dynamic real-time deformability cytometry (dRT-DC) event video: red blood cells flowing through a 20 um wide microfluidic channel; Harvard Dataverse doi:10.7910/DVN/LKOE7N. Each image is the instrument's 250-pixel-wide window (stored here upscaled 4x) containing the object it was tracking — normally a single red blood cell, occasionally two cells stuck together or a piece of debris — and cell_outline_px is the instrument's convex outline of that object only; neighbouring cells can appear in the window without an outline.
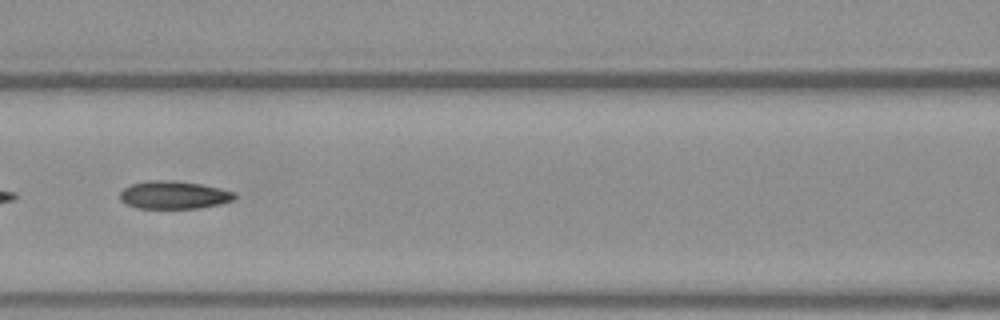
{"species": "Egyptian fruit bat (a non-hibernating species)", "species_latin": "Rousettus aegyptiacus", "temperature_condition": "warm", "stored_images_in_passage": 53, "segment_of_instrument_passage": [2, 2], "camera_frame_rate_fps": 3000, "um_per_image_px": 0.085, "frame": {"image": 1, "passage_image": 24, "time_ms": 7.667, "image_size_px": [1000, 320], "cell_outline_px": [[236, 196], [232, 200], [220, 204], [200, 208], [136, 208], [120, 200], [120, 192], [124, 188], [132, 184], [148, 180], [172, 180], [200, 184], [220, 188], [236, 192]], "centroid_in_image_um": [14.78, 16.57], "position_along_channel_um": 151.8, "area_um2": 18.61}}
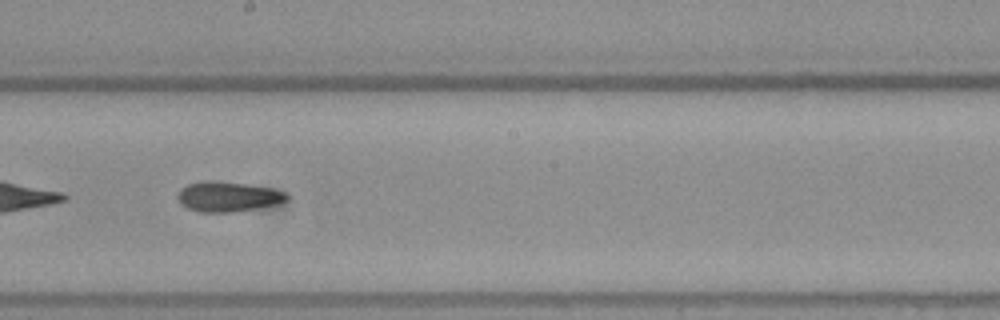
{"frame": {"image": 2, "passage_image": 30, "time_ms": 9.667, "image_size_px": [1000, 320], "cell_outline_px": [[288, 200], [280, 204], [232, 212], [200, 212], [188, 208], [180, 204], [176, 196], [180, 188], [188, 184], [204, 180], [212, 180], [244, 184], [272, 188], [284, 192], [288, 196]], "centroid_in_image_um": [19.35, 16.71], "position_along_channel_um": 228.9, "area_um2": 19.19}}
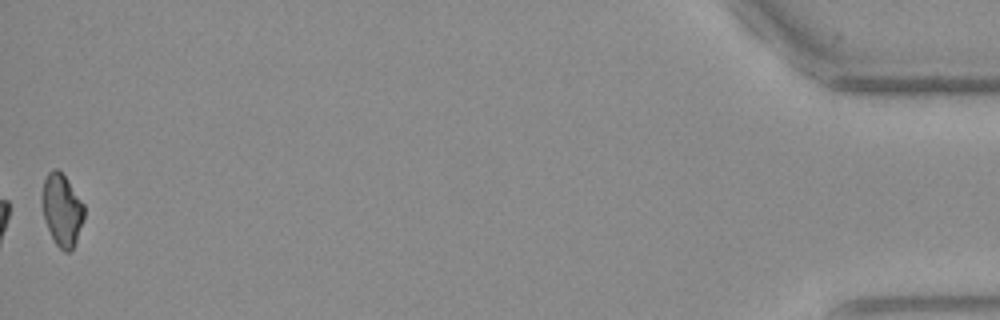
{"frame": {"image": 3, "passage_image": 53, "time_ms": 17.333, "image_size_px": [1000, 320], "cell_outline_px": [[84, 220], [76, 240], [72, 248], [68, 252], [64, 252], [56, 244], [48, 228], [44, 216], [40, 200], [44, 180], [48, 172], [52, 168], [56, 168], [68, 180], [84, 204]], "centroid_in_image_um": [5.26, 17.81], "position_along_channel_um": 429.9, "area_um2": 17.63}}